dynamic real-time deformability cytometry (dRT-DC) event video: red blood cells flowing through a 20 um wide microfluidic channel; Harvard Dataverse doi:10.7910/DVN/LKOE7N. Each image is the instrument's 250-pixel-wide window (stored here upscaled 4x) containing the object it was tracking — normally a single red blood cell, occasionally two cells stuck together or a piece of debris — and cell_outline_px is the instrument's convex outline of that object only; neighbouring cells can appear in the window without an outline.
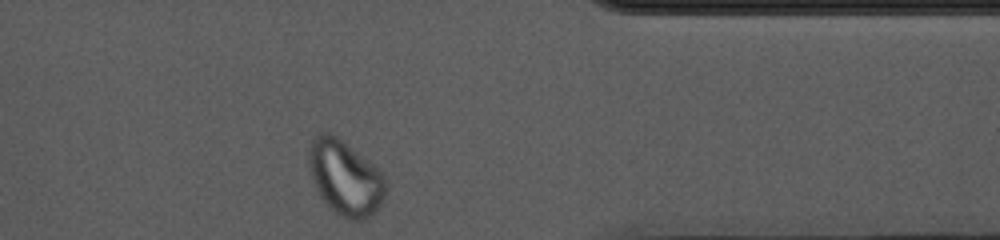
{"species": "common noctule bat (a hibernating species)", "species_latin": "Nyctalus noctula", "temperature_condition": "cold", "stored_images_in_passage": 36, "camera_frame_rate_fps": 3000, "um_per_image_px": 0.085, "animal": {"sex": "female", "body_mass_g": 10.0, "forearm_length_mm": 53.1}, "frame": {"image": 1, "passage_image": 36, "time_ms": 11.667, "image_size_px": [1000, 240], "cell_outline_px": [[384, 196], [376, 212], [372, 216], [360, 220], [348, 220], [332, 212], [320, 196], [312, 180], [308, 164], [308, 144], [320, 132], [328, 132], [336, 136], [372, 164], [384, 176]], "centroid_in_image_um": [29.29, 15.14], "position_along_channel_um": 382.1, "area_um2": 33.35}, "authors_computed_cell_mechanics": {"area_um2": 29.0445, "velocity_mm_per_s": 3.6053, "shape_relaxation_time_tau1_ms": null, "shape_relaxation_time_tau2_ms": 1.1385, "deformation_change_tau1": null, "deformation_change_tau2": 0.0478}}